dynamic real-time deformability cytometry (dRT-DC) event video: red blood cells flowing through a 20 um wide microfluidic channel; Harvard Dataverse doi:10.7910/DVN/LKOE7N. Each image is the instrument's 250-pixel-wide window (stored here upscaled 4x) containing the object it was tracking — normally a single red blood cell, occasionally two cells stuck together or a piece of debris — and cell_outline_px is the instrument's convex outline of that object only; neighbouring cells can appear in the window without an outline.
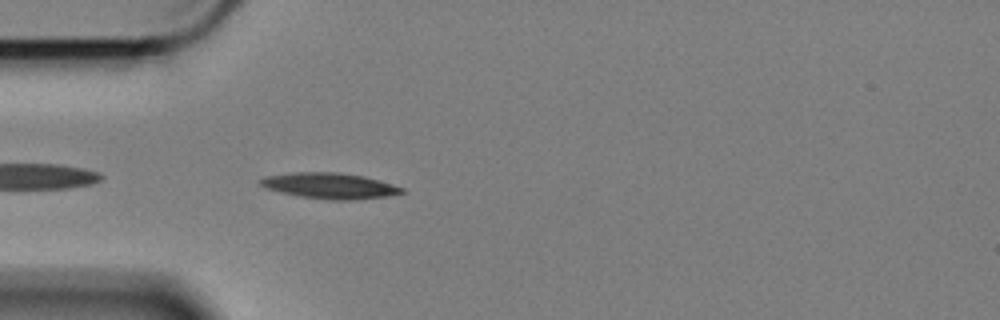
{"species": "Egyptian fruit bat (a non-hibernating species)", "species_latin": "Rousettus aegyptiacus", "temperature_condition": "cold", "stored_images_in_passage": 45, "camera_frame_rate_fps": 3000, "um_per_image_px": 0.085, "animal": {"sex": "female"}, "frame": {"image": 1, "passage_image": 3, "time_ms": 0.667, "image_size_px": [1000, 320], "cell_outline_px": [[404, 192], [388, 196], [356, 200], [328, 200], [300, 196], [280, 192], [264, 188], [260, 184], [260, 180], [264, 176], [292, 172], [340, 172], [364, 176], [392, 184], [404, 188]], "centroid_in_image_um": [28.01, 15.79], "position_along_channel_um": 57.0, "area_um2": 21.39}}
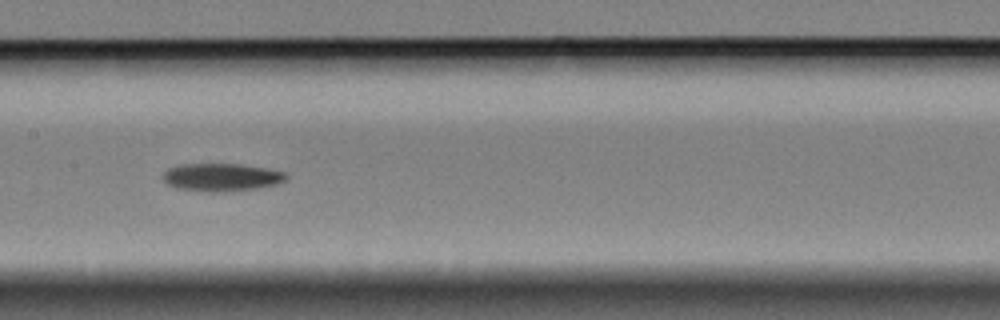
{"frame": {"image": 2, "passage_image": 15, "time_ms": 4.667, "image_size_px": [1000, 320], "cell_outline_px": [[288, 176], [284, 180], [276, 184], [260, 188], [220, 192], [208, 192], [176, 188], [168, 184], [164, 180], [164, 172], [168, 168], [184, 164], [240, 164], [288, 172]], "centroid_in_image_um": [18.85, 15.07], "position_along_channel_um": 188.5, "area_um2": 19.94}}
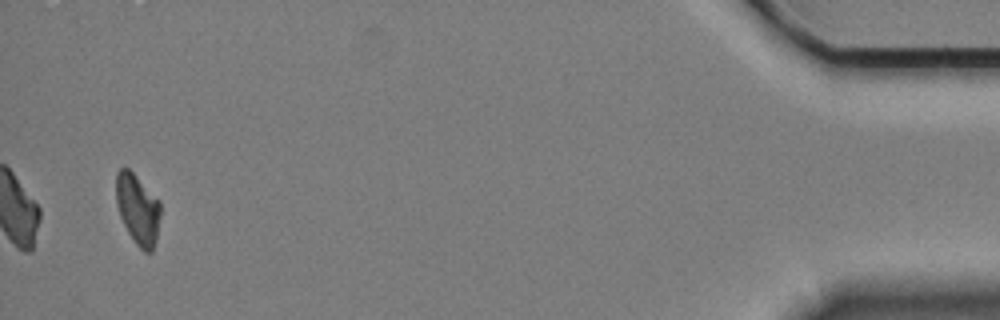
{"frame": {"image": 3, "passage_image": 43, "time_ms": 14.0, "image_size_px": [1000, 320], "cell_outline_px": [[160, 216], [156, 240], [152, 252], [144, 252], [136, 244], [128, 232], [120, 216], [116, 204], [116, 172], [120, 168], [128, 168], [160, 200]], "centroid_in_image_um": [11.71, 17.78], "position_along_channel_um": 423.5, "area_um2": 18.21}, "authors_computed_cell_mechanics": {"area_um2": 19.2474, "velocity_mm_per_s": 3.3842, "shape_relaxation_time_tau1_ms": 7.2613, "shape_relaxation_time_tau2_ms": null, "deformation_change_tau1": 0.1715, "deformation_change_tau2": null}}